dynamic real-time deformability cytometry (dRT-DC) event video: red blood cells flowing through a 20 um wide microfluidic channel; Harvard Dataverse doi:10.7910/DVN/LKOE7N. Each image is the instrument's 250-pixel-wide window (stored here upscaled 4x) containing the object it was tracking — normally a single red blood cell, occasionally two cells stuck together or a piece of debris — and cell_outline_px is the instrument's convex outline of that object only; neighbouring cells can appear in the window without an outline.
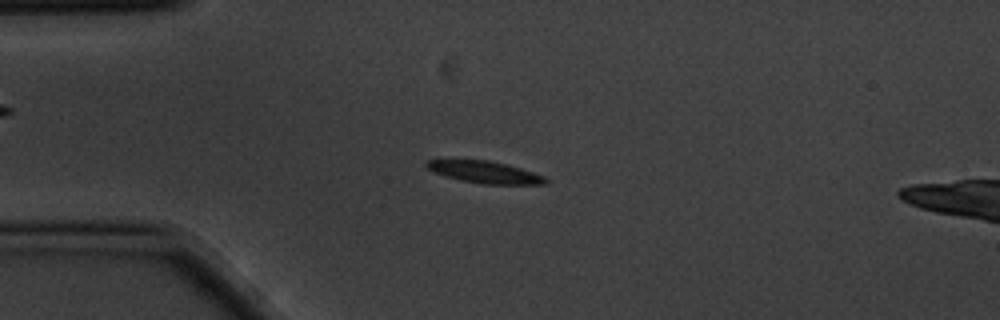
{"species": "common noctule bat (a hibernating species)", "species_latin": "Nyctalus noctula", "temperature_condition": "cold", "stored_images_in_passage": 7, "camera_frame_rate_fps": 3000, "um_per_image_px": 0.085, "animal": {"sex": "male", "body_mass_g": 20.1, "forearm_length_mm": 53.5}, "frame": {"image": 1, "passage_image": 4, "time_ms": 1.0, "image_size_px": [1000, 320], "cell_outline_px": [[548, 184], [480, 184], [460, 180], [444, 176], [432, 172], [424, 164], [428, 160], [488, 160], [520, 168], [544, 176], [548, 180]], "centroid_in_image_um": [41.19, 14.64], "position_along_channel_um": 43.8, "area_um2": 15.14}}